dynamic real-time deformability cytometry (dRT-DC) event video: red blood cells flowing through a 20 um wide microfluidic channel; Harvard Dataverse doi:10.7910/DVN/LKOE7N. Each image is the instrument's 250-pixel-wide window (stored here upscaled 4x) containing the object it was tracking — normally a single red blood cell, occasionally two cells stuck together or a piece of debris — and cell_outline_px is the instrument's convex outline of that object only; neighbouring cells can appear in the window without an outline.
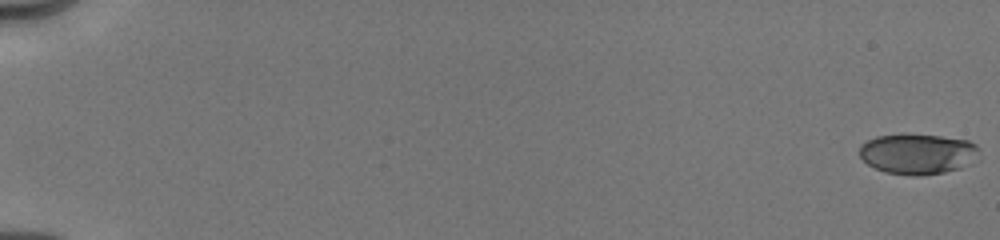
{"species": "human", "species_latin": "Homo sapiens", "temperature_condition": "cold", "stored_images_in_passage": 54, "camera_frame_rate_fps": 3000, "um_per_image_px": 0.085, "donor": {"sex": "male"}, "frame": {"image": 1, "passage_image": 1, "time_ms": 0.0, "image_size_px": [1000, 240], "cell_outline_px": [[980, 160], [960, 168], [944, 172], [920, 176], [912, 176], [884, 172], [868, 164], [860, 156], [860, 144], [876, 136], [940, 136], [968, 140], [976, 144], [980, 148]], "centroid_in_image_um": [78.09, 13.11], "position_along_channel_um": 6.9, "area_um2": 28.15}}
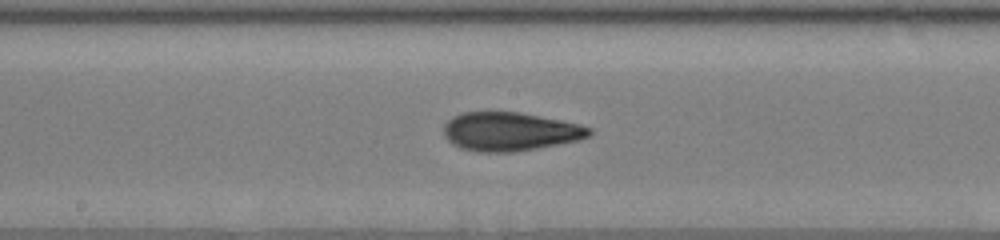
{"frame": {"image": 2, "passage_image": 31, "time_ms": 10.0, "image_size_px": [1000, 240], "cell_outline_px": [[592, 136], [580, 140], [536, 148], [512, 152], [480, 152], [460, 148], [452, 144], [444, 136], [444, 124], [452, 116], [464, 112], [520, 112], [580, 124], [592, 128]], "centroid_in_image_um": [43.36, 11.18], "position_along_channel_um": 204.8, "area_um2": 32.89}}
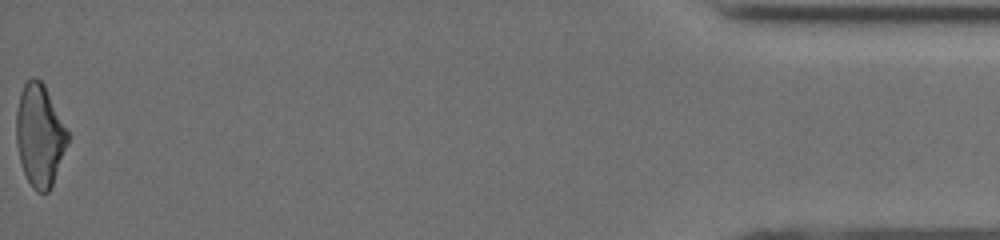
{"frame": {"image": 3, "passage_image": 54, "time_ms": 17.667, "image_size_px": [1000, 240], "cell_outline_px": [[68, 144], [52, 184], [48, 192], [36, 192], [32, 188], [24, 172], [20, 160], [16, 144], [16, 112], [20, 92], [24, 84], [32, 76], [36, 76], [44, 84], [68, 132]], "centroid_in_image_um": [3.36, 11.49], "position_along_channel_um": 431.8, "area_um2": 30.46}, "authors_computed_cell_mechanics": {"area_um2": 30.923, "velocity_mm_per_s": 4.03, "shape_relaxation_time_tau1_ms": 4.8367, "shape_relaxation_time_tau2_ms": 2.112, "deformation_change_tau1": 0.1613, "deformation_change_tau2": 0.1003}}